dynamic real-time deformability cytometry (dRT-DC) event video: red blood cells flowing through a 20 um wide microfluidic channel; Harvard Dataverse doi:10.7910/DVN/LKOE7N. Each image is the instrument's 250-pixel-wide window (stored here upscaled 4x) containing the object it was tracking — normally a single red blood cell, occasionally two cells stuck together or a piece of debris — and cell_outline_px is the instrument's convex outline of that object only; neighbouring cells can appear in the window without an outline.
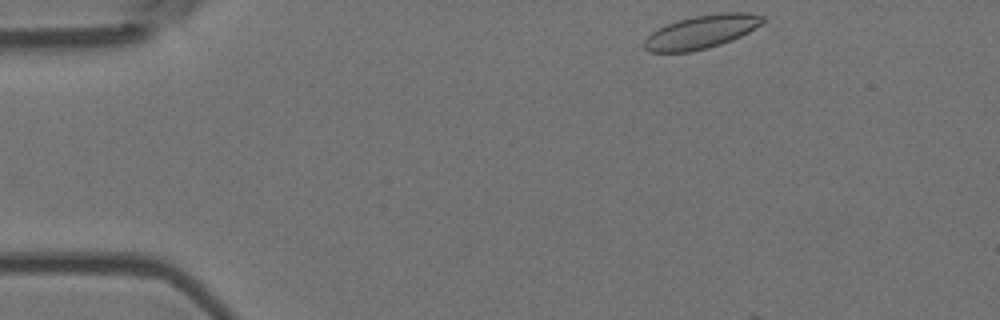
{"species": "Egyptian fruit bat (a non-hibernating species)", "species_latin": "Rousettus aegyptiacus", "temperature_condition": "room temperature", "stored_images_in_passage": 4, "camera_frame_rate_fps": 3000, "um_per_image_px": 0.085, "animal": {"sex": "female"}, "frame": {"image": 1, "passage_image": 1, "time_ms": 0.0, "image_size_px": [1000, 320], "cell_outline_px": [[764, 20], [760, 24], [748, 32], [732, 40], [708, 48], [688, 52], [648, 52], [644, 48], [644, 40], [652, 32], [668, 24], [680, 20], [696, 16], [720, 12], [752, 12], [764, 16]], "centroid_in_image_um": [59.64, 2.71], "position_along_channel_um": 25.4, "area_um2": 22.83}}